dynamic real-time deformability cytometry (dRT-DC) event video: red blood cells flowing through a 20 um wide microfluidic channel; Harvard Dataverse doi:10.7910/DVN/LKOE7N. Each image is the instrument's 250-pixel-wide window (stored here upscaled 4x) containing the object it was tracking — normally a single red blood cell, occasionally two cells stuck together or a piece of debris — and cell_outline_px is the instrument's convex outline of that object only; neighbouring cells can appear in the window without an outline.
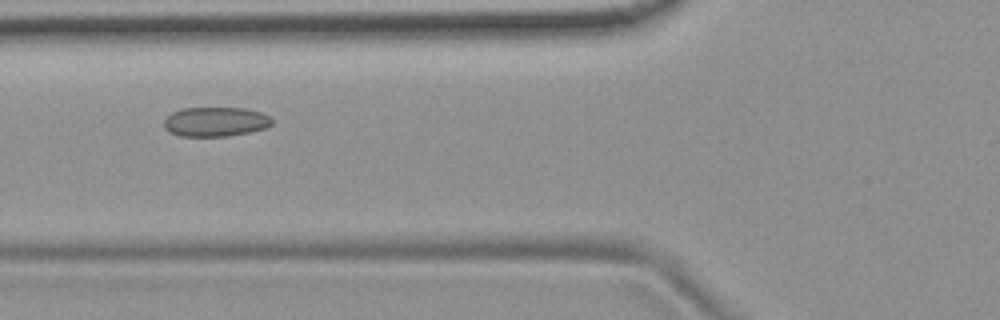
{"species": "common noctule bat (a hibernating species)", "species_latin": "Nyctalus noctula", "temperature_condition": "room temperature", "stored_images_in_passage": 4, "camera_frame_rate_fps": 3000, "um_per_image_px": 0.085, "animal": {"sex": "female", "body_mass_g": 19.9}, "frame": {"image": 1, "passage_image": 3, "time_ms": 0.667, "image_size_px": [1000, 320], "cell_outline_px": [[272, 124], [264, 128], [248, 132], [228, 136], [180, 136], [168, 132], [164, 128], [164, 120], [172, 112], [180, 108], [244, 108], [260, 112], [272, 116]], "centroid_in_image_um": [18.3, 10.34], "position_along_channel_um": 107.5, "area_um2": 18.61}}
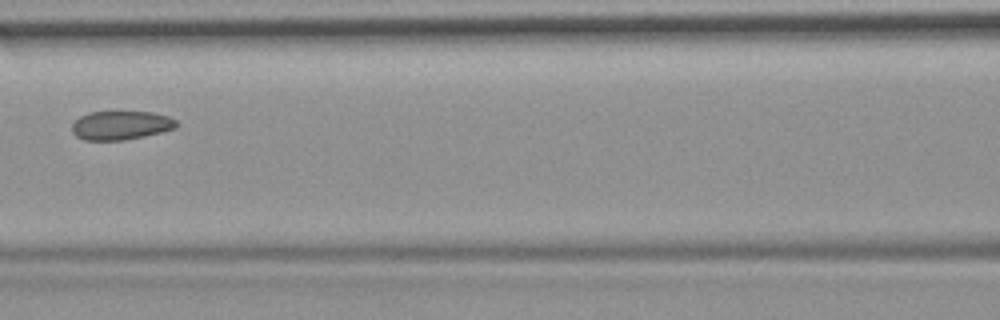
{"frame": {"image": 2, "passage_image": 4, "time_ms": 1.0, "image_size_px": [1000, 320], "cell_outline_px": [[180, 124], [176, 128], [144, 136], [124, 140], [84, 140], [76, 136], [72, 132], [72, 124], [80, 116], [88, 112], [152, 112], [168, 116], [176, 120]], "centroid_in_image_um": [10.28, 10.65], "position_along_channel_um": 156.3, "area_um2": 17.57}}